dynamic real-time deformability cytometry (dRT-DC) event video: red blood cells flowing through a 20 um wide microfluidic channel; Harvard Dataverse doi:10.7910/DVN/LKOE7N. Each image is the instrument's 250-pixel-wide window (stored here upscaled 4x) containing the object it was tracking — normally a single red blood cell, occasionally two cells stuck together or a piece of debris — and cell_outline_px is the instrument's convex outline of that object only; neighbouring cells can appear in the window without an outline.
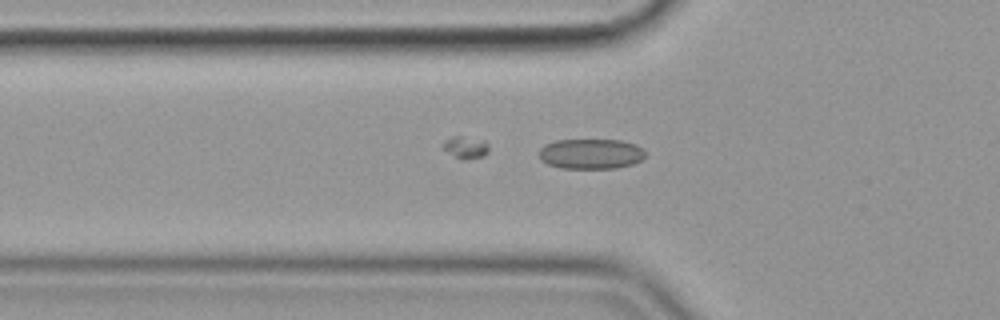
{"species": "common noctule bat (a hibernating species)", "species_latin": "Nyctalus noctula", "temperature_condition": "cold", "stored_images_in_passage": 56, "camera_frame_rate_fps": 3000, "um_per_image_px": 0.085, "animal": {"sex": "female", "body_mass_g": 19.9}, "frame": {"image": 1, "passage_image": 19, "time_ms": 6.0, "image_size_px": [1000, 320], "cell_outline_px": [[648, 152], [640, 160], [632, 164], [616, 168], [560, 168], [548, 164], [540, 160], [540, 148], [544, 144], [556, 140], [620, 140], [636, 144], [644, 148]], "centroid_in_image_um": [50.24, 13.07], "position_along_channel_um": 75.6, "area_um2": 18.84}}
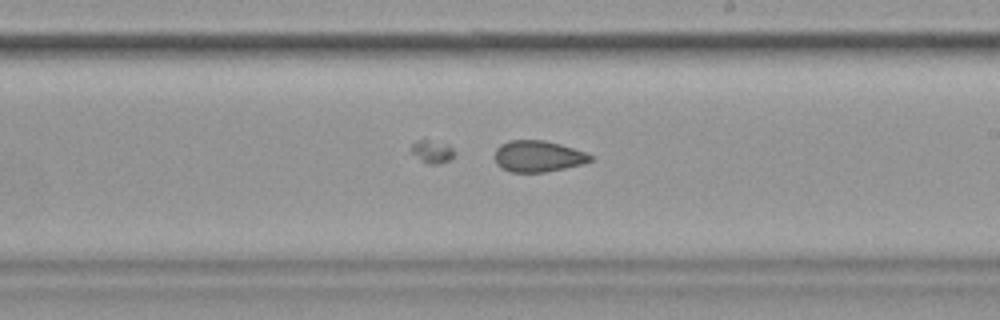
{"frame": {"image": 2, "passage_image": 33, "time_ms": 10.667, "image_size_px": [1000, 320], "cell_outline_px": [[592, 160], [584, 164], [544, 172], [512, 172], [496, 164], [496, 148], [500, 144], [508, 140], [544, 140], [560, 144], [584, 152], [592, 156]], "centroid_in_image_um": [45.73, 13.27], "position_along_channel_um": 243.3, "area_um2": 17.28}}
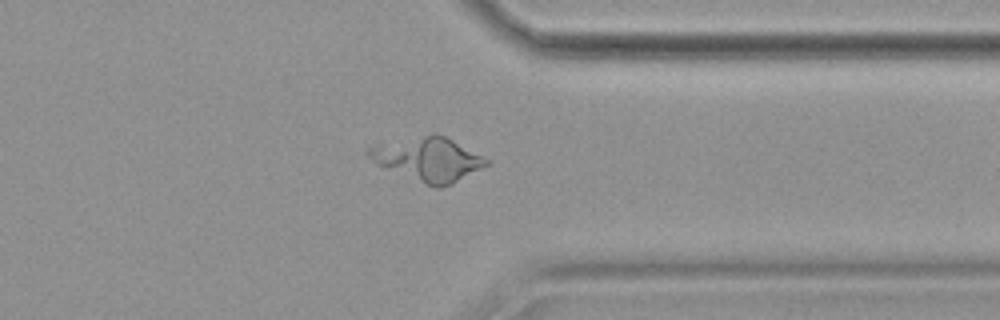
{"frame": {"image": 3, "passage_image": 44, "time_ms": 14.333, "image_size_px": [1000, 320], "cell_outline_px": [[488, 164], [452, 184], [440, 188], [436, 188], [376, 164], [364, 152], [368, 148], [436, 132], [452, 140], [488, 160]], "centroid_in_image_um": [36.39, 13.54], "position_along_channel_um": 375.0, "area_um2": 28.96}, "authors_computed_cell_mechanics": {"area_um2": 27.8018, "velocity_mm_per_s": 3.5977, "shape_relaxation_time_tau1_ms": null, "shape_relaxation_time_tau2_ms": 1.5523, "deformation_change_tau1": null, "deformation_change_tau2": 0.0633}}